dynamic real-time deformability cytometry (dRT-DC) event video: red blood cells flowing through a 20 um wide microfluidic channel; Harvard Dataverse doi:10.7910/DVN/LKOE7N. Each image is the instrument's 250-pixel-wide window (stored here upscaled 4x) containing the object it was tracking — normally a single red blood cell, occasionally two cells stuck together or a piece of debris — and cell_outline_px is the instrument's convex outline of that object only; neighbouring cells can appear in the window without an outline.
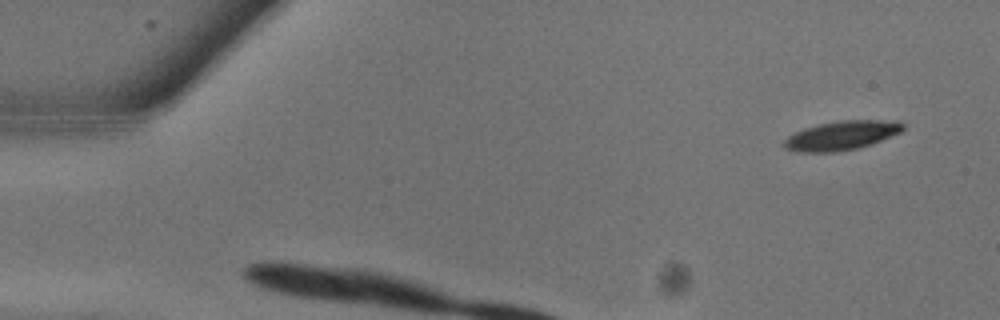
{"species": "common noctule bat (a hibernating species)", "species_latin": "Nyctalus noctula", "temperature_condition": "warm", "stored_images_in_passage": 4, "camera_frame_rate_fps": 3000, "um_per_image_px": 0.085, "animal": {"sex": "male", "body_mass_g": 13.3}, "frame": {"image": 1, "passage_image": 2, "time_ms": 0.333, "image_size_px": [1000, 320], "cell_outline_px": [[904, 128], [900, 132], [880, 140], [856, 148], [836, 152], [800, 152], [784, 148], [784, 140], [788, 136], [804, 128], [816, 124], [836, 120], [900, 120], [904, 124]], "centroid_in_image_um": [71.52, 11.49], "position_along_channel_um": 13.5, "area_um2": 20.11}}